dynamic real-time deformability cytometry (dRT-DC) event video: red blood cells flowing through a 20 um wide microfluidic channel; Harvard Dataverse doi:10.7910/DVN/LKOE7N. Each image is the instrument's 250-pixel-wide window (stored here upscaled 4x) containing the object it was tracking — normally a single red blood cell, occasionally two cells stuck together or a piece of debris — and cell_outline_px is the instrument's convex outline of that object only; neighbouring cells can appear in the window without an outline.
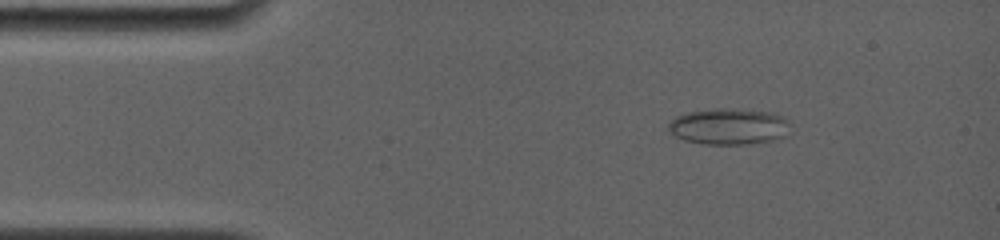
{"species": "common noctule bat (a hibernating species)", "species_latin": "Nyctalus noctula", "temperature_condition": "room temperature", "stored_images_in_passage": 8, "camera_frame_rate_fps": 4000, "um_per_image_px": 0.085, "animal": {"sex": "female", "body_mass_g": 19.0, "forearm_length_mm": 56.7}, "frame": {"image": 1, "passage_image": 3, "time_ms": 2.0, "image_size_px": [1000, 240], "cell_outline_px": [[788, 124], [784, 136], [772, 140], [744, 144], [704, 144], [684, 140], [668, 132], [668, 124], [676, 116], [688, 112], [716, 108], [724, 108], [772, 112], [784, 116], [788, 120]], "centroid_in_image_um": [61.91, 10.74], "position_along_channel_um": 23.1, "area_um2": 25.55}}
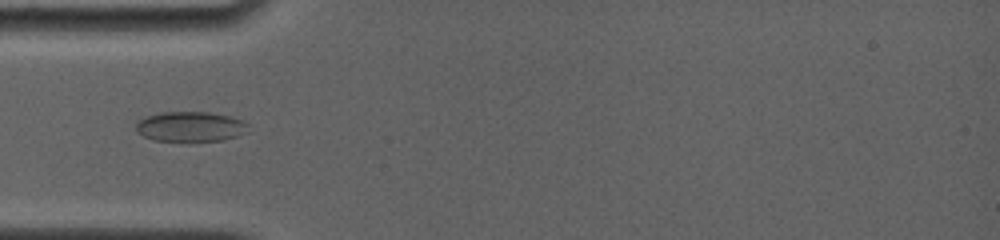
{"frame": {"image": 2, "passage_image": 6, "time_ms": 4.75, "image_size_px": [1000, 240], "cell_outline_px": [[248, 132], [224, 140], [152, 140], [136, 132], [136, 124], [140, 120], [148, 116], [160, 112], [208, 112], [232, 116], [248, 124]], "centroid_in_image_um": [16.2, 10.75], "position_along_channel_um": 68.8, "area_um2": 19.42}}
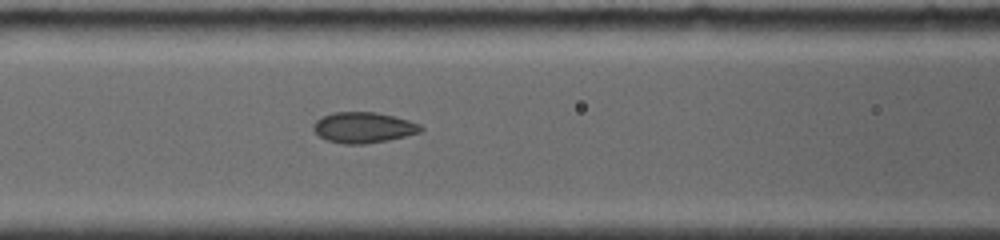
{"frame": {"image": 3, "passage_image": 8, "time_ms": 6.5, "image_size_px": [1000, 240], "cell_outline_px": [[424, 128], [420, 132], [388, 140], [364, 144], [344, 144], [328, 140], [320, 136], [312, 128], [312, 124], [320, 116], [332, 112], [376, 112], [408, 120], [420, 124]], "centroid_in_image_um": [30.86, 10.83], "position_along_channel_um": 135.7, "area_um2": 19.19}}